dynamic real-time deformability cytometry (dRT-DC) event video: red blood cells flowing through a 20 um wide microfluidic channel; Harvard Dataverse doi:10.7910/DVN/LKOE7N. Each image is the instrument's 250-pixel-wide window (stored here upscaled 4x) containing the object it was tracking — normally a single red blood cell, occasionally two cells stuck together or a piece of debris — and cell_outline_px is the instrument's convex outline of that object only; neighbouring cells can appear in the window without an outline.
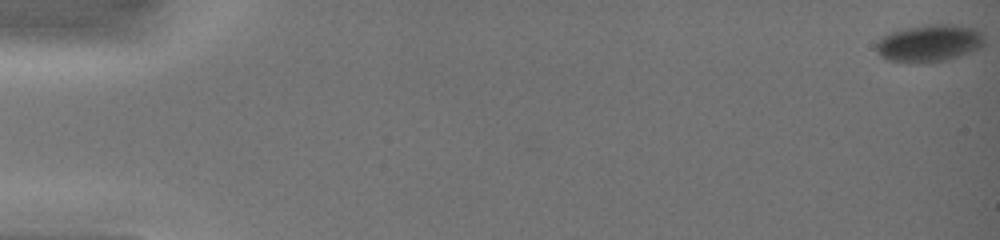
{"species": "common noctule bat (a hibernating species)", "species_latin": "Nyctalus noctula", "temperature_condition": "warm", "stored_images_in_passage": 8, "camera_frame_rate_fps": 3000, "um_per_image_px": 0.085, "animal": {"sex": "female", "body_mass_g": 19.0, "forearm_length_mm": 51.5}, "frame": {"image": 1, "passage_image": 1, "time_ms": 0.0, "image_size_px": [1000, 240], "cell_outline_px": [[984, 48], [948, 60], [888, 60], [880, 56], [876, 48], [876, 44], [880, 36], [904, 28], [928, 24], [948, 24], [976, 28], [984, 36]], "centroid_in_image_um": [79.05, 3.63], "position_along_channel_um": 6.0, "area_um2": 23.12}}
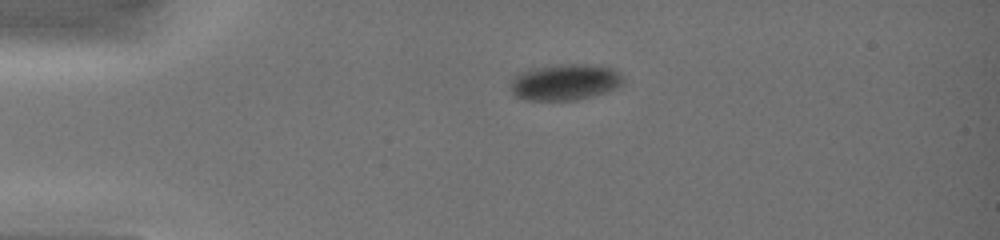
{"frame": {"image": 2, "passage_image": 6, "time_ms": 4.0, "image_size_px": [1000, 240], "cell_outline_px": [[624, 84], [616, 88], [592, 96], [576, 100], [524, 100], [516, 96], [512, 92], [508, 84], [520, 72], [532, 68], [560, 64], [588, 64], [616, 68], [624, 76]], "centroid_in_image_um": [48.05, 6.97], "position_along_channel_um": 36.9, "area_um2": 24.1}}